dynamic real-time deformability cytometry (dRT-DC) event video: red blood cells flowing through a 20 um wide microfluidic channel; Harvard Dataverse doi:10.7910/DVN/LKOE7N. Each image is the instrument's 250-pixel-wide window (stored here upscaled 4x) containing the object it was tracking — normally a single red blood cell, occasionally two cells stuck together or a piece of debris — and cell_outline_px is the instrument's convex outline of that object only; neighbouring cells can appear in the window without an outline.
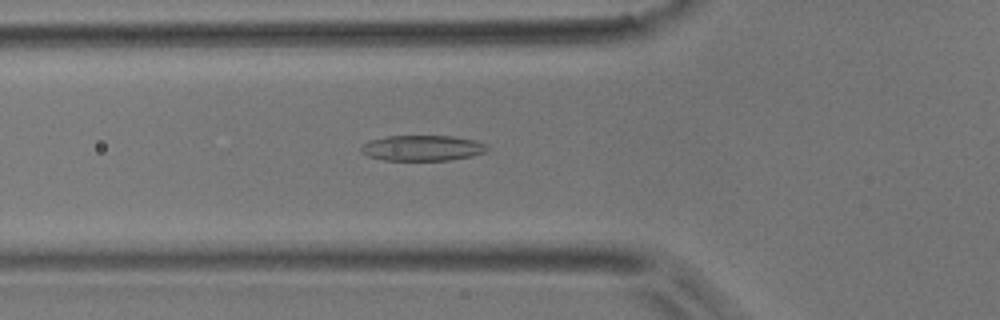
{"species": "common noctule bat (a hibernating species)", "species_latin": "Nyctalus noctula", "temperature_condition": "room temperature", "stored_images_in_passage": 36, "camera_frame_rate_fps": 3000, "um_per_image_px": 0.085, "animal": {"sex": "male", "body_mass_g": 17.9}, "frame": {"image": 1, "passage_image": 3, "time_ms": 0.667, "image_size_px": [1000, 320], "cell_outline_px": [[492, 148], [484, 152], [472, 156], [448, 160], [384, 160], [368, 156], [360, 152], [360, 144], [368, 140], [388, 136], [452, 136], [476, 140], [488, 144]], "centroid_in_image_um": [35.9, 12.57], "position_along_channel_um": 89.9, "area_um2": 19.07}}
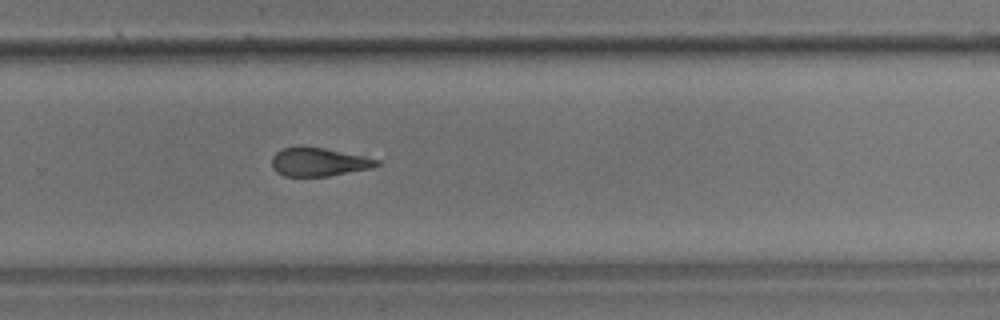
{"frame": {"image": 2, "passage_image": 19, "time_ms": 6.0, "image_size_px": [1000, 320], "cell_outline_px": [[380, 164], [372, 168], [328, 176], [284, 176], [276, 172], [272, 168], [272, 156], [280, 148], [300, 144], [324, 148], [364, 156], [380, 160]], "centroid_in_image_um": [27.04, 13.74], "position_along_channel_um": 302.8, "area_um2": 17.8}}
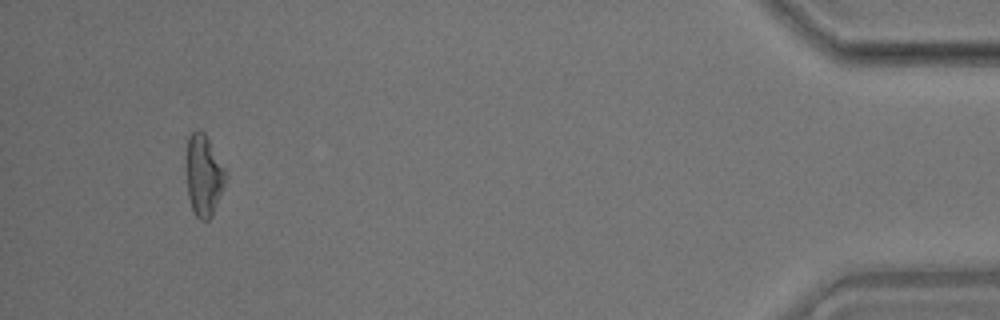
{"frame": {"image": 3, "passage_image": 33, "time_ms": 10.667, "image_size_px": [1000, 320], "cell_outline_px": [[228, 176], [212, 216], [208, 220], [200, 220], [196, 216], [192, 208], [188, 196], [184, 168], [184, 156], [188, 136], [196, 128], [200, 128], [204, 132], [228, 172]], "centroid_in_image_um": [17.28, 14.84], "position_along_channel_um": 417.9, "area_um2": 19.54}, "authors_computed_cell_mechanics": {"area_um2": 18.5827, "velocity_mm_per_s": 3.9846, "shape_relaxation_time_tau1_ms": null, "shape_relaxation_time_tau2_ms": 4.1241, "deformation_change_tau1": null, "deformation_change_tau2": 0.1512}}